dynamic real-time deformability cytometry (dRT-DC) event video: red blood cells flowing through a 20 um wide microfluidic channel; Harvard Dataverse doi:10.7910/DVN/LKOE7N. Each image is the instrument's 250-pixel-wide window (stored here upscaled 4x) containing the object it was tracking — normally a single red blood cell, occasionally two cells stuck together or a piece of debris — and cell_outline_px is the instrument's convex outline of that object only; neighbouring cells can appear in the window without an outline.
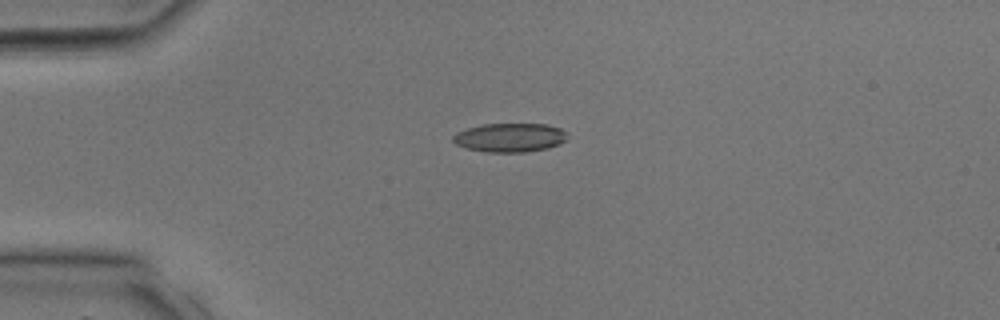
{"species": "common noctule bat (a hibernating species)", "species_latin": "Nyctalus noctula", "temperature_condition": "room temperature", "stored_images_in_passage": 1, "camera_frame_rate_fps": 3000, "um_per_image_px": 0.085, "animal": {"sex": "male", "body_mass_g": 17.9, "forearm_length_mm": 54.2}, "frame": {"image": 1, "passage_image": 1, "time_ms": 0.0, "image_size_px": [1000, 320], "cell_outline_px": [[568, 136], [564, 140], [548, 148], [524, 152], [488, 152], [468, 148], [456, 144], [452, 140], [452, 136], [456, 132], [468, 128], [484, 124], [548, 124], [560, 128]], "centroid_in_image_um": [43.31, 11.68], "position_along_channel_um": 41.7, "area_um2": 19.02}}